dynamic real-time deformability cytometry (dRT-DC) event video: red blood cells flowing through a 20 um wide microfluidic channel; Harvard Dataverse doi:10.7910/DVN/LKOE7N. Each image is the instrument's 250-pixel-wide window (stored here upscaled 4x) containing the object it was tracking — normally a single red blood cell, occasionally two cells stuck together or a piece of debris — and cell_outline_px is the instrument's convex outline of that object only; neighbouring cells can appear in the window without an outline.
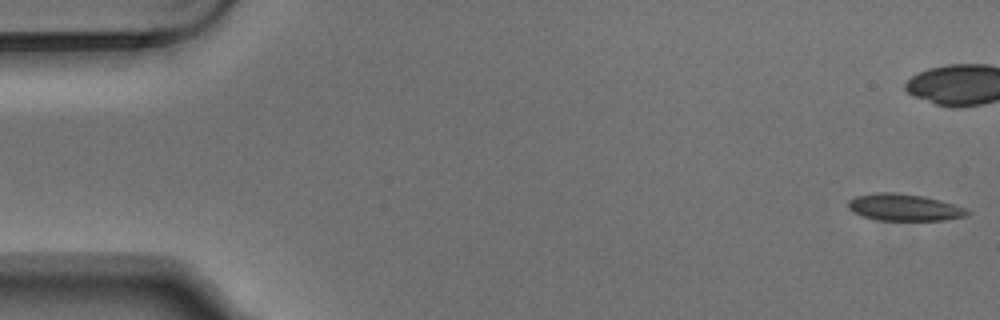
{"species": "Egyptian fruit bat (a non-hibernating species)", "species_latin": "Rousettus aegyptiacus", "temperature_condition": "warm", "stored_images_in_passage": 7, "segment_of_instrument_passage": [1, 2], "camera_frame_rate_fps": 3000, "um_per_image_px": 0.085, "animal": {"sex": "male"}, "frame": {"image": 1, "passage_image": 1, "time_ms": 0.0, "image_size_px": [1000, 320], "cell_outline_px": [[972, 212], [968, 216], [944, 220], [876, 220], [864, 216], [848, 208], [848, 200], [856, 196], [880, 192], [892, 192], [924, 196], [956, 204], [968, 208]], "centroid_in_image_um": [76.94, 17.63], "position_along_channel_um": 8.1, "area_um2": 18.73}}